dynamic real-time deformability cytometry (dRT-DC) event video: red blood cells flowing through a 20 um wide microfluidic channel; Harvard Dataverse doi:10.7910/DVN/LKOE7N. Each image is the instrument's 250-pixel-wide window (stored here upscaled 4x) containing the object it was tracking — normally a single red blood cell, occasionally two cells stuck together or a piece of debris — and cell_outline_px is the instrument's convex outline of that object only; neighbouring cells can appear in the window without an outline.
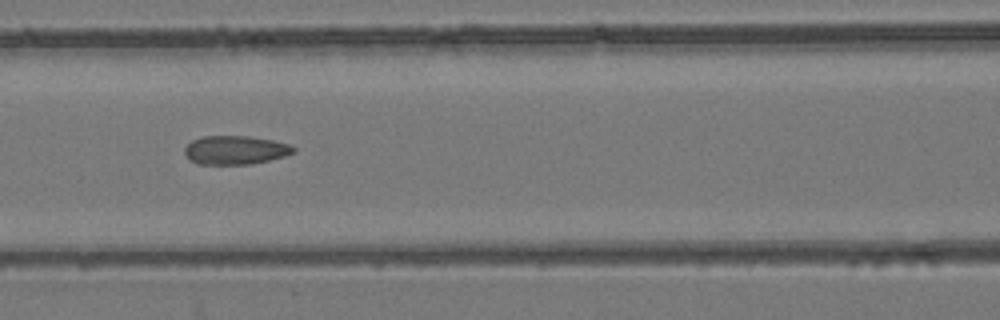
{"species": "common noctule bat (a hibernating species)", "species_latin": "Nyctalus noctula", "temperature_condition": "room temperature", "stored_images_in_passage": 7, "camera_frame_rate_fps": 3000, "um_per_image_px": 0.085, "animal": {"sex": "female", "body_mass_g": 24.6, "forearm_length_mm": 56.2}, "frame": {"image": 1, "passage_image": 7, "time_ms": 2.0, "image_size_px": [1000, 320], "cell_outline_px": [[296, 152], [284, 156], [252, 164], [200, 164], [192, 160], [184, 152], [184, 148], [192, 140], [200, 136], [248, 136], [272, 140], [288, 144], [296, 148]], "centroid_in_image_um": [20.01, 12.74], "position_along_channel_um": 146.6, "area_um2": 18.09}}